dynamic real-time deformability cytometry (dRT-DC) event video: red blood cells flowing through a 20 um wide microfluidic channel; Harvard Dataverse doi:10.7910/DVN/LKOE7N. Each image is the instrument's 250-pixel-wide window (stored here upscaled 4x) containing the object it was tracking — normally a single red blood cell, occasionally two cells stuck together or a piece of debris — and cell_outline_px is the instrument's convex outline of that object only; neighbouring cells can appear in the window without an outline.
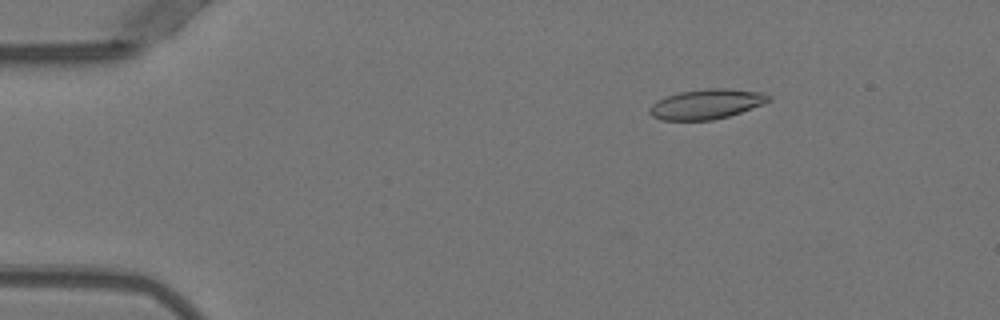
{"species": "Egyptian fruit bat (a non-hibernating species)", "species_latin": "Rousettus aegyptiacus", "temperature_condition": "warm", "stored_images_in_passage": 51, "camera_frame_rate_fps": 3000, "um_per_image_px": 0.085, "animal": {"sex": "female"}, "frame": {"image": 1, "passage_image": 8, "time_ms": 2.333, "image_size_px": [1000, 320], "cell_outline_px": [[772, 100], [764, 104], [728, 116], [712, 120], [660, 120], [652, 116], [648, 112], [648, 108], [652, 104], [668, 96], [680, 92], [708, 88], [728, 88], [764, 92], [772, 96]], "centroid_in_image_um": [60.1, 8.84], "position_along_channel_um": 24.9, "area_um2": 20.81}}
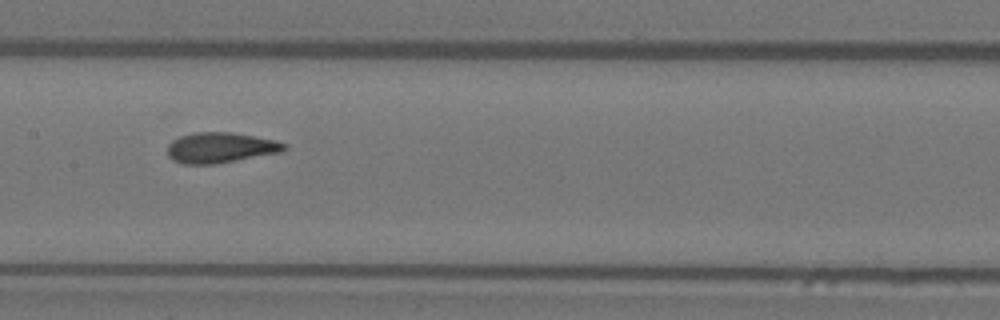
{"frame": {"image": 2, "passage_image": 26, "time_ms": 8.333, "image_size_px": [1000, 320], "cell_outline_px": [[288, 144], [280, 152], [216, 164], [184, 164], [172, 160], [168, 156], [168, 144], [172, 140], [180, 136], [192, 132], [232, 132], [276, 140]], "centroid_in_image_um": [18.7, 12.54], "position_along_channel_um": 188.7, "area_um2": 20.75}}
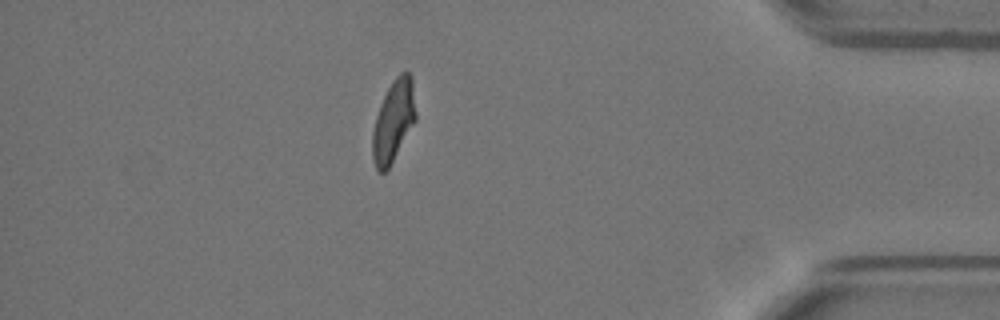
{"frame": {"image": 3, "passage_image": 45, "time_ms": 14.667, "image_size_px": [1000, 320], "cell_outline_px": [[416, 120], [388, 168], [384, 172], [380, 172], [376, 168], [372, 156], [372, 132], [376, 116], [380, 104], [392, 80], [400, 72], [408, 72], [412, 76], [416, 112]], "centroid_in_image_um": [33.44, 10.25], "position_along_channel_um": 401.8, "area_um2": 20.46}, "authors_computed_cell_mechanics": {"area_um2": 20.6346, "velocity_mm_per_s": 3.9873, "shape_relaxation_time_tau1_ms": 6.2682, "shape_relaxation_time_tau2_ms": 1.0791, "deformation_change_tau1": 0.1859, "deformation_change_tau2": 0.0777}}